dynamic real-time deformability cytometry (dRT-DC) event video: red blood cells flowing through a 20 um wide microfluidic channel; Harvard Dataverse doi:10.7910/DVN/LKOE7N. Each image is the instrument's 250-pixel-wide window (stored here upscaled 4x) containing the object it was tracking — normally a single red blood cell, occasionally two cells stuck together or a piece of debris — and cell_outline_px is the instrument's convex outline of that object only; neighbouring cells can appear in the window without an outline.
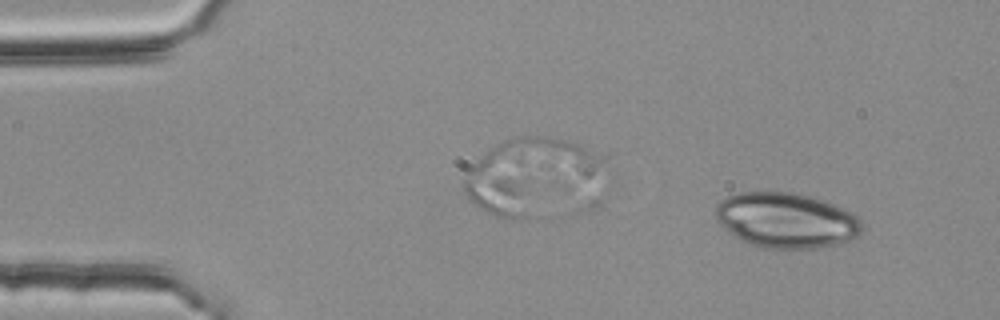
{"species": "common noctule bat (a hibernating species)", "species_latin": "Nyctalus noctula", "temperature_condition": "room temperature", "stored_images_in_passage": 4, "camera_frame_rate_fps": 3000, "um_per_image_px": 0.085, "animal": {"sex": "female", "body_mass_g": 25.1}, "frame": {"image": 1, "passage_image": 4, "time_ms": 1.0, "image_size_px": [1000, 320], "cell_outline_px": [[860, 236], [836, 244], [816, 248], [764, 248], [752, 244], [736, 236], [724, 228], [716, 220], [716, 204], [720, 200], [728, 196], [740, 192], [792, 192], [812, 196], [824, 200], [844, 208], [852, 212], [860, 220]], "centroid_in_image_um": [66.83, 18.71], "position_along_channel_um": 18.2, "area_um2": 46.93}}